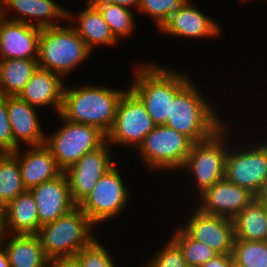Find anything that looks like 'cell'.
I'll use <instances>...</instances> for the list:
<instances>
[{
	"label": "cell",
	"instance_id": "obj_1",
	"mask_svg": "<svg viewBox=\"0 0 267 267\" xmlns=\"http://www.w3.org/2000/svg\"><path fill=\"white\" fill-rule=\"evenodd\" d=\"M161 65V66H160ZM139 62L129 89L142 101L153 123L165 125L174 96L191 80L187 71L179 72L162 64Z\"/></svg>",
	"mask_w": 267,
	"mask_h": 267
},
{
	"label": "cell",
	"instance_id": "obj_2",
	"mask_svg": "<svg viewBox=\"0 0 267 267\" xmlns=\"http://www.w3.org/2000/svg\"><path fill=\"white\" fill-rule=\"evenodd\" d=\"M128 89L89 83L79 87L65 86L59 114L66 120L95 126L107 134L113 126L118 103Z\"/></svg>",
	"mask_w": 267,
	"mask_h": 267
},
{
	"label": "cell",
	"instance_id": "obj_3",
	"mask_svg": "<svg viewBox=\"0 0 267 267\" xmlns=\"http://www.w3.org/2000/svg\"><path fill=\"white\" fill-rule=\"evenodd\" d=\"M191 79L171 101L166 126L187 136L193 143L210 138L226 120L218 116L219 109L203 96ZM221 117V118H220Z\"/></svg>",
	"mask_w": 267,
	"mask_h": 267
},
{
	"label": "cell",
	"instance_id": "obj_4",
	"mask_svg": "<svg viewBox=\"0 0 267 267\" xmlns=\"http://www.w3.org/2000/svg\"><path fill=\"white\" fill-rule=\"evenodd\" d=\"M91 52L71 24L41 28L38 67L58 74L63 79L87 60Z\"/></svg>",
	"mask_w": 267,
	"mask_h": 267
},
{
	"label": "cell",
	"instance_id": "obj_5",
	"mask_svg": "<svg viewBox=\"0 0 267 267\" xmlns=\"http://www.w3.org/2000/svg\"><path fill=\"white\" fill-rule=\"evenodd\" d=\"M227 123L229 122H226L210 138L192 144L180 171L184 173L187 170L185 173L192 178H189V183L192 181L191 184H194V189L191 190L194 191L195 197L197 195L196 198L216 182L224 179L226 155L232 141V136L230 140L227 139L229 134L232 135L230 130L228 133L230 125Z\"/></svg>",
	"mask_w": 267,
	"mask_h": 267
},
{
	"label": "cell",
	"instance_id": "obj_6",
	"mask_svg": "<svg viewBox=\"0 0 267 267\" xmlns=\"http://www.w3.org/2000/svg\"><path fill=\"white\" fill-rule=\"evenodd\" d=\"M97 226L76 206L54 222L40 227L37 235L46 256H72L87 247L97 237Z\"/></svg>",
	"mask_w": 267,
	"mask_h": 267
},
{
	"label": "cell",
	"instance_id": "obj_7",
	"mask_svg": "<svg viewBox=\"0 0 267 267\" xmlns=\"http://www.w3.org/2000/svg\"><path fill=\"white\" fill-rule=\"evenodd\" d=\"M57 116L63 124L58 130L45 136L44 145L50 150L58 166L65 171L86 153L102 146L106 142V134L95 126L71 122L60 114Z\"/></svg>",
	"mask_w": 267,
	"mask_h": 267
},
{
	"label": "cell",
	"instance_id": "obj_8",
	"mask_svg": "<svg viewBox=\"0 0 267 267\" xmlns=\"http://www.w3.org/2000/svg\"><path fill=\"white\" fill-rule=\"evenodd\" d=\"M193 142L184 134L166 125H157L135 150L155 172H179L183 168ZM152 169V170H151Z\"/></svg>",
	"mask_w": 267,
	"mask_h": 267
},
{
	"label": "cell",
	"instance_id": "obj_9",
	"mask_svg": "<svg viewBox=\"0 0 267 267\" xmlns=\"http://www.w3.org/2000/svg\"><path fill=\"white\" fill-rule=\"evenodd\" d=\"M263 140L257 139L255 145L251 143L252 140L248 144H239V147L231 144L226 155L224 178L249 190L255 196L267 176V138Z\"/></svg>",
	"mask_w": 267,
	"mask_h": 267
},
{
	"label": "cell",
	"instance_id": "obj_10",
	"mask_svg": "<svg viewBox=\"0 0 267 267\" xmlns=\"http://www.w3.org/2000/svg\"><path fill=\"white\" fill-rule=\"evenodd\" d=\"M118 169L115 165L106 172L89 195L78 205L97 228L99 223L120 217L129 200H132L131 191L124 183V178Z\"/></svg>",
	"mask_w": 267,
	"mask_h": 267
},
{
	"label": "cell",
	"instance_id": "obj_11",
	"mask_svg": "<svg viewBox=\"0 0 267 267\" xmlns=\"http://www.w3.org/2000/svg\"><path fill=\"white\" fill-rule=\"evenodd\" d=\"M155 126L145 105L128 89L118 103L114 123L106 134V141L110 145L118 144L129 149L132 147L135 151Z\"/></svg>",
	"mask_w": 267,
	"mask_h": 267
},
{
	"label": "cell",
	"instance_id": "obj_12",
	"mask_svg": "<svg viewBox=\"0 0 267 267\" xmlns=\"http://www.w3.org/2000/svg\"><path fill=\"white\" fill-rule=\"evenodd\" d=\"M110 149L111 145L106 141L64 171L71 198L77 206L89 195L97 181L116 165Z\"/></svg>",
	"mask_w": 267,
	"mask_h": 267
},
{
	"label": "cell",
	"instance_id": "obj_13",
	"mask_svg": "<svg viewBox=\"0 0 267 267\" xmlns=\"http://www.w3.org/2000/svg\"><path fill=\"white\" fill-rule=\"evenodd\" d=\"M184 224L179 226L194 240L204 243L218 254L233 252L235 231L233 220L191 208ZM182 223V224H181Z\"/></svg>",
	"mask_w": 267,
	"mask_h": 267
},
{
	"label": "cell",
	"instance_id": "obj_14",
	"mask_svg": "<svg viewBox=\"0 0 267 267\" xmlns=\"http://www.w3.org/2000/svg\"><path fill=\"white\" fill-rule=\"evenodd\" d=\"M194 206L207 214L233 219L256 196L249 190L227 181L225 178L216 182L200 194Z\"/></svg>",
	"mask_w": 267,
	"mask_h": 267
},
{
	"label": "cell",
	"instance_id": "obj_15",
	"mask_svg": "<svg viewBox=\"0 0 267 267\" xmlns=\"http://www.w3.org/2000/svg\"><path fill=\"white\" fill-rule=\"evenodd\" d=\"M11 10L16 12L17 16L12 17L11 14L9 17L8 11ZM0 17L47 28L60 25L57 24L58 21H68V10L55 0H0Z\"/></svg>",
	"mask_w": 267,
	"mask_h": 267
},
{
	"label": "cell",
	"instance_id": "obj_16",
	"mask_svg": "<svg viewBox=\"0 0 267 267\" xmlns=\"http://www.w3.org/2000/svg\"><path fill=\"white\" fill-rule=\"evenodd\" d=\"M159 32L169 37L212 40L222 34V28L214 18L200 11L193 1L189 0L178 13L169 17Z\"/></svg>",
	"mask_w": 267,
	"mask_h": 267
},
{
	"label": "cell",
	"instance_id": "obj_17",
	"mask_svg": "<svg viewBox=\"0 0 267 267\" xmlns=\"http://www.w3.org/2000/svg\"><path fill=\"white\" fill-rule=\"evenodd\" d=\"M37 107H34L18 96H7V111L13 136V152L21 144L40 146L45 143V132L40 123Z\"/></svg>",
	"mask_w": 267,
	"mask_h": 267
},
{
	"label": "cell",
	"instance_id": "obj_18",
	"mask_svg": "<svg viewBox=\"0 0 267 267\" xmlns=\"http://www.w3.org/2000/svg\"><path fill=\"white\" fill-rule=\"evenodd\" d=\"M41 28L0 17V60L38 59Z\"/></svg>",
	"mask_w": 267,
	"mask_h": 267
},
{
	"label": "cell",
	"instance_id": "obj_19",
	"mask_svg": "<svg viewBox=\"0 0 267 267\" xmlns=\"http://www.w3.org/2000/svg\"><path fill=\"white\" fill-rule=\"evenodd\" d=\"M30 191L35 197L40 226L54 222L77 206L71 198L64 172L55 179L31 188Z\"/></svg>",
	"mask_w": 267,
	"mask_h": 267
},
{
	"label": "cell",
	"instance_id": "obj_20",
	"mask_svg": "<svg viewBox=\"0 0 267 267\" xmlns=\"http://www.w3.org/2000/svg\"><path fill=\"white\" fill-rule=\"evenodd\" d=\"M12 154L18 159L22 182L26 190L55 179L64 172L44 144L28 146L26 149L19 147Z\"/></svg>",
	"mask_w": 267,
	"mask_h": 267
},
{
	"label": "cell",
	"instance_id": "obj_21",
	"mask_svg": "<svg viewBox=\"0 0 267 267\" xmlns=\"http://www.w3.org/2000/svg\"><path fill=\"white\" fill-rule=\"evenodd\" d=\"M63 80L58 74L37 67L18 97L34 107H50L58 115L65 87Z\"/></svg>",
	"mask_w": 267,
	"mask_h": 267
},
{
	"label": "cell",
	"instance_id": "obj_22",
	"mask_svg": "<svg viewBox=\"0 0 267 267\" xmlns=\"http://www.w3.org/2000/svg\"><path fill=\"white\" fill-rule=\"evenodd\" d=\"M76 14L75 16L74 13H70L68 9L67 20H74L73 23L76 24L71 25L91 51L98 45L117 46L119 42L114 38L102 14L91 1H85V8Z\"/></svg>",
	"mask_w": 267,
	"mask_h": 267
},
{
	"label": "cell",
	"instance_id": "obj_23",
	"mask_svg": "<svg viewBox=\"0 0 267 267\" xmlns=\"http://www.w3.org/2000/svg\"><path fill=\"white\" fill-rule=\"evenodd\" d=\"M0 244L10 267H48L49 258L37 234H0Z\"/></svg>",
	"mask_w": 267,
	"mask_h": 267
},
{
	"label": "cell",
	"instance_id": "obj_24",
	"mask_svg": "<svg viewBox=\"0 0 267 267\" xmlns=\"http://www.w3.org/2000/svg\"><path fill=\"white\" fill-rule=\"evenodd\" d=\"M1 234H37L40 229L35 197L30 190L19 194L5 206Z\"/></svg>",
	"mask_w": 267,
	"mask_h": 267
},
{
	"label": "cell",
	"instance_id": "obj_25",
	"mask_svg": "<svg viewBox=\"0 0 267 267\" xmlns=\"http://www.w3.org/2000/svg\"><path fill=\"white\" fill-rule=\"evenodd\" d=\"M232 220L235 239L266 241L267 202L256 197Z\"/></svg>",
	"mask_w": 267,
	"mask_h": 267
},
{
	"label": "cell",
	"instance_id": "obj_26",
	"mask_svg": "<svg viewBox=\"0 0 267 267\" xmlns=\"http://www.w3.org/2000/svg\"><path fill=\"white\" fill-rule=\"evenodd\" d=\"M37 67V59L0 60V96H18Z\"/></svg>",
	"mask_w": 267,
	"mask_h": 267
},
{
	"label": "cell",
	"instance_id": "obj_27",
	"mask_svg": "<svg viewBox=\"0 0 267 267\" xmlns=\"http://www.w3.org/2000/svg\"><path fill=\"white\" fill-rule=\"evenodd\" d=\"M91 2L98 8L118 42L119 39H125L135 32L136 18H134L135 13L132 12V9L103 0H92Z\"/></svg>",
	"mask_w": 267,
	"mask_h": 267
},
{
	"label": "cell",
	"instance_id": "obj_28",
	"mask_svg": "<svg viewBox=\"0 0 267 267\" xmlns=\"http://www.w3.org/2000/svg\"><path fill=\"white\" fill-rule=\"evenodd\" d=\"M25 191L18 159L12 153H0V201L6 206Z\"/></svg>",
	"mask_w": 267,
	"mask_h": 267
},
{
	"label": "cell",
	"instance_id": "obj_29",
	"mask_svg": "<svg viewBox=\"0 0 267 267\" xmlns=\"http://www.w3.org/2000/svg\"><path fill=\"white\" fill-rule=\"evenodd\" d=\"M174 229L169 237L180 247L187 266L201 267L218 255L206 244L192 239L179 225Z\"/></svg>",
	"mask_w": 267,
	"mask_h": 267
},
{
	"label": "cell",
	"instance_id": "obj_30",
	"mask_svg": "<svg viewBox=\"0 0 267 267\" xmlns=\"http://www.w3.org/2000/svg\"><path fill=\"white\" fill-rule=\"evenodd\" d=\"M234 267H267V241L235 239Z\"/></svg>",
	"mask_w": 267,
	"mask_h": 267
},
{
	"label": "cell",
	"instance_id": "obj_31",
	"mask_svg": "<svg viewBox=\"0 0 267 267\" xmlns=\"http://www.w3.org/2000/svg\"><path fill=\"white\" fill-rule=\"evenodd\" d=\"M189 0H140L137 11L150 16L159 30L173 14L178 13ZM192 1V0H191Z\"/></svg>",
	"mask_w": 267,
	"mask_h": 267
},
{
	"label": "cell",
	"instance_id": "obj_32",
	"mask_svg": "<svg viewBox=\"0 0 267 267\" xmlns=\"http://www.w3.org/2000/svg\"><path fill=\"white\" fill-rule=\"evenodd\" d=\"M164 246L147 258L143 267H187L180 247L169 237Z\"/></svg>",
	"mask_w": 267,
	"mask_h": 267
},
{
	"label": "cell",
	"instance_id": "obj_33",
	"mask_svg": "<svg viewBox=\"0 0 267 267\" xmlns=\"http://www.w3.org/2000/svg\"><path fill=\"white\" fill-rule=\"evenodd\" d=\"M99 239H95L87 247H83L75 255L79 258L82 267H116L110 250L104 247Z\"/></svg>",
	"mask_w": 267,
	"mask_h": 267
},
{
	"label": "cell",
	"instance_id": "obj_34",
	"mask_svg": "<svg viewBox=\"0 0 267 267\" xmlns=\"http://www.w3.org/2000/svg\"><path fill=\"white\" fill-rule=\"evenodd\" d=\"M0 153H13V136L7 111V97L0 96Z\"/></svg>",
	"mask_w": 267,
	"mask_h": 267
},
{
	"label": "cell",
	"instance_id": "obj_35",
	"mask_svg": "<svg viewBox=\"0 0 267 267\" xmlns=\"http://www.w3.org/2000/svg\"><path fill=\"white\" fill-rule=\"evenodd\" d=\"M48 267H82L76 255L50 258Z\"/></svg>",
	"mask_w": 267,
	"mask_h": 267
},
{
	"label": "cell",
	"instance_id": "obj_36",
	"mask_svg": "<svg viewBox=\"0 0 267 267\" xmlns=\"http://www.w3.org/2000/svg\"><path fill=\"white\" fill-rule=\"evenodd\" d=\"M201 267H234L232 253L218 254Z\"/></svg>",
	"mask_w": 267,
	"mask_h": 267
},
{
	"label": "cell",
	"instance_id": "obj_37",
	"mask_svg": "<svg viewBox=\"0 0 267 267\" xmlns=\"http://www.w3.org/2000/svg\"><path fill=\"white\" fill-rule=\"evenodd\" d=\"M105 2H110L125 8L137 9L140 3V0H103Z\"/></svg>",
	"mask_w": 267,
	"mask_h": 267
},
{
	"label": "cell",
	"instance_id": "obj_38",
	"mask_svg": "<svg viewBox=\"0 0 267 267\" xmlns=\"http://www.w3.org/2000/svg\"><path fill=\"white\" fill-rule=\"evenodd\" d=\"M0 267H10L5 248L0 244Z\"/></svg>",
	"mask_w": 267,
	"mask_h": 267
},
{
	"label": "cell",
	"instance_id": "obj_39",
	"mask_svg": "<svg viewBox=\"0 0 267 267\" xmlns=\"http://www.w3.org/2000/svg\"><path fill=\"white\" fill-rule=\"evenodd\" d=\"M258 199L267 202V176L263 183V186L261 187L258 195L256 196Z\"/></svg>",
	"mask_w": 267,
	"mask_h": 267
},
{
	"label": "cell",
	"instance_id": "obj_40",
	"mask_svg": "<svg viewBox=\"0 0 267 267\" xmlns=\"http://www.w3.org/2000/svg\"><path fill=\"white\" fill-rule=\"evenodd\" d=\"M5 205L0 201V234L2 233L3 226L5 223Z\"/></svg>",
	"mask_w": 267,
	"mask_h": 267
}]
</instances>
